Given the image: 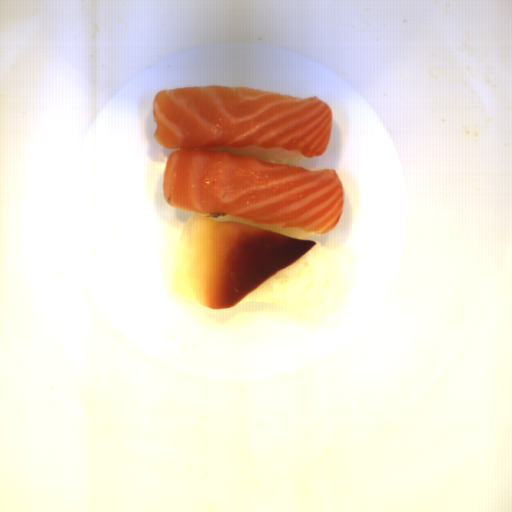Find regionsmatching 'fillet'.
Returning a JSON list of instances; mask_svg holds the SVG:
<instances>
[{
	"label": "fillet",
	"instance_id": "25842a12",
	"mask_svg": "<svg viewBox=\"0 0 512 512\" xmlns=\"http://www.w3.org/2000/svg\"><path fill=\"white\" fill-rule=\"evenodd\" d=\"M152 115L155 142L176 150L163 169V199L196 212L177 243L170 275L175 293L230 309L317 244L215 215L322 235L339 223L346 194L335 169L208 149L284 148L308 160L321 156L333 111L317 95L217 84L159 90Z\"/></svg>",
	"mask_w": 512,
	"mask_h": 512
}]
</instances>
